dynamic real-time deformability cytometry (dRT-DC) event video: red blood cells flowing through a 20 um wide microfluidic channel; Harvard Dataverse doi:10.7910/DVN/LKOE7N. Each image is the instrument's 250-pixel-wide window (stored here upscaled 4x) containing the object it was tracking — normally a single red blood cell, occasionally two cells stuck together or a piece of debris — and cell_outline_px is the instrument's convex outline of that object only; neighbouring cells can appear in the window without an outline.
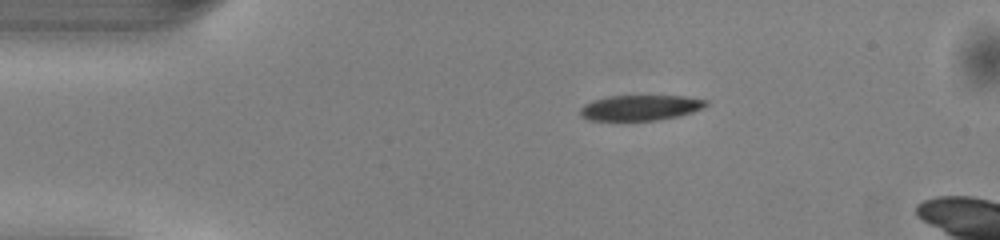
{"species": "common noctule bat (a hibernating species)", "species_latin": "Nyctalus noctula", "temperature_condition": "warm", "stored_images_in_passage": 7, "camera_frame_rate_fps": 3000, "um_per_image_px": 0.085, "animal": {"sex": "male", "body_mass_g": 13.0, "forearm_length_mm": 53.1}, "frame": {"image": 1, "passage_image": 1, "time_ms": 0.0, "image_size_px": [1000, 240], "cell_outline_px": [[708, 104], [704, 108], [680, 116], [656, 120], [588, 120], [580, 112], [580, 108], [584, 104], [592, 100], [608, 96], [684, 96], [708, 100]], "centroid_in_image_um": [54.46, 9.15], "position_along_channel_um": 30.5, "area_um2": 18.61}}